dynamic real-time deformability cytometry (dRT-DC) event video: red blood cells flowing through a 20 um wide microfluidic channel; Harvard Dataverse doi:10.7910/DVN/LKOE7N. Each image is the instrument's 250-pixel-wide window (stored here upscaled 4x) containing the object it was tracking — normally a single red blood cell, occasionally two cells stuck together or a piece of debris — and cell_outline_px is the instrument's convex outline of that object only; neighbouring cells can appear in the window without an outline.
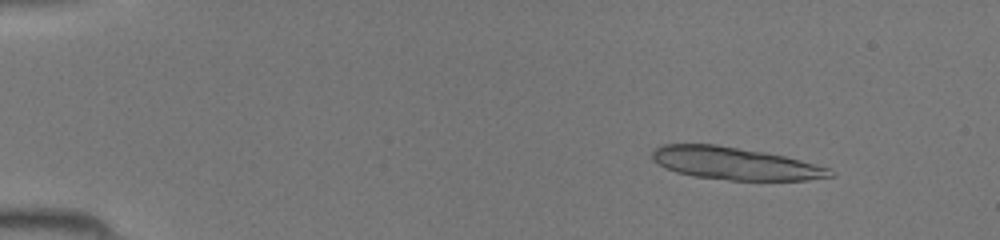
{"species": "common noctule bat (a hibernating species)", "species_latin": "Nyctalus noctula", "temperature_condition": "room temperature", "stored_images_in_passage": 46, "camera_frame_rate_fps": 3000, "um_per_image_px": 0.085, "animal": {"sex": "female", "body_mass_g": 19.5, "forearm_length_mm": 54.1}, "frame": {"image": 1, "passage_image": 6, "time_ms": 1.667, "image_size_px": [1000, 240], "cell_outline_px": [[836, 176], [804, 180], [728, 180], [692, 176], [676, 172], [652, 160], [652, 152], [660, 144], [716, 144], [764, 152], [784, 156], [800, 160], [828, 168]], "centroid_in_image_um": [62.44, 13.89], "position_along_channel_um": 22.6, "area_um2": 33.41}}
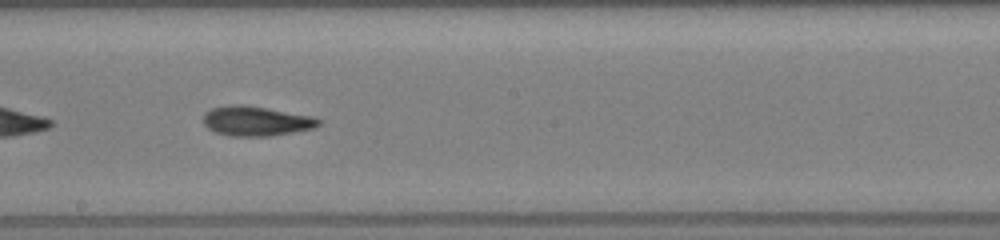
{"frame": {"image": 2, "passage_image": 27, "time_ms": 8.667, "image_size_px": [1000, 240], "cell_outline_px": [[320, 124], [312, 128], [292, 132], [268, 136], [228, 136], [216, 132], [208, 128], [204, 124], [204, 112], [212, 108], [232, 104], [244, 104], [312, 116], [320, 120]], "centroid_in_image_um": [21.73, 10.28], "position_along_channel_um": 226.5, "area_um2": 19.83}}
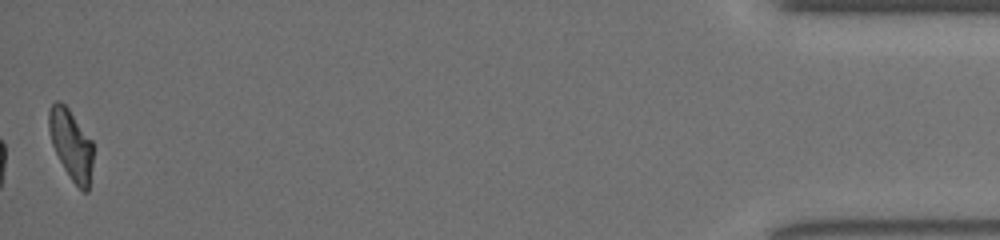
{"frame": {"image": 3, "passage_image": 46, "time_ms": 15.0, "image_size_px": [1000, 240], "cell_outline_px": [[92, 164], [88, 192], [84, 192], [72, 180], [64, 168], [52, 144], [48, 128], [48, 112], [52, 104], [56, 100], [60, 100], [68, 108], [92, 140]], "centroid_in_image_um": [6.03, 12.25], "position_along_channel_um": 429.2, "area_um2": 17.86}}